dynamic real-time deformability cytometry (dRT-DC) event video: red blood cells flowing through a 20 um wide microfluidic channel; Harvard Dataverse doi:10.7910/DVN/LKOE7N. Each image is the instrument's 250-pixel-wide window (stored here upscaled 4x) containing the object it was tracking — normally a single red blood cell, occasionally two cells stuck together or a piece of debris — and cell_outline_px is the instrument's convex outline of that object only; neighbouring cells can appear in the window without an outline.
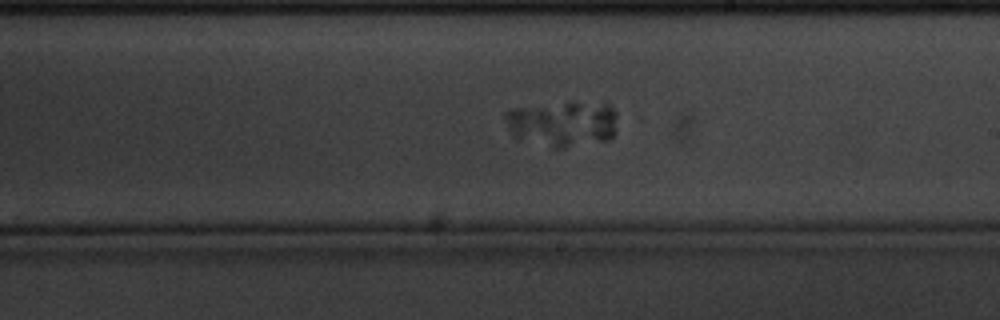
{"species": "common noctule bat (a hibernating species)", "species_latin": "Nyctalus noctula", "temperature_condition": "cold", "stored_images_in_passage": 53, "camera_frame_rate_fps": 3000, "um_per_image_px": 0.085, "animal": {"sex": "male", "body_mass_g": 20.1, "forearm_length_mm": 53.5}, "frame": {"image": 1, "passage_image": 25, "time_ms": 8.0, "image_size_px": [1000, 320], "cell_outline_px": [[616, 132], [608, 140], [564, 148], [552, 148], [516, 136], [512, 132], [504, 116], [504, 112], [512, 108], [568, 100], [608, 100], [616, 112]], "centroid_in_image_um": [47.93, 10.43], "position_along_channel_um": 241.1, "area_um2": 30.98}}
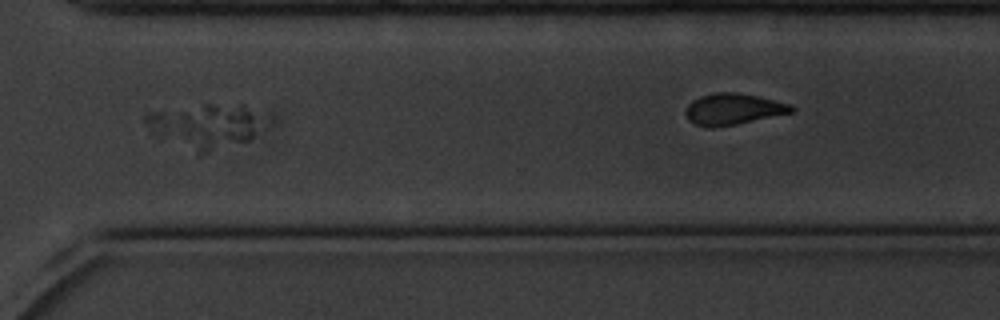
{"frame": {"image": 2, "passage_image": 35, "time_ms": 11.333, "image_size_px": [1000, 320], "cell_outline_px": [[252, 136], [248, 140], [200, 156], [156, 136], [152, 132], [144, 120], [144, 116], [148, 112], [204, 104], [244, 104], [252, 116]], "centroid_in_image_um": [17.2, 10.75], "position_along_channel_um": 353.4, "area_um2": 29.48}}
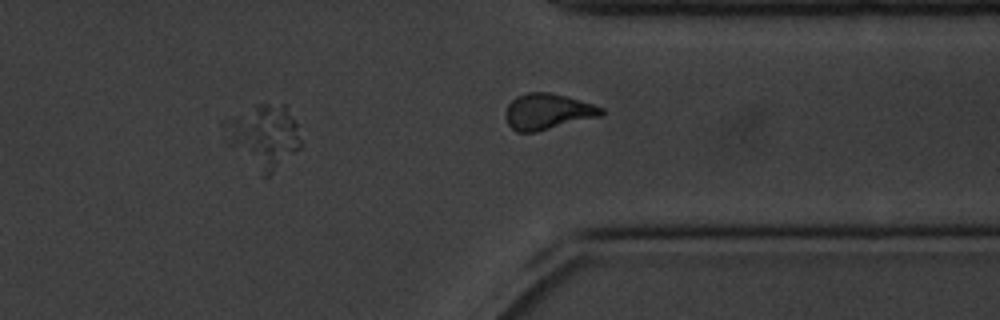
{"frame": {"image": 3, "passage_image": 40, "time_ms": 13.0, "image_size_px": [1000, 320], "cell_outline_px": [[300, 148], [268, 176], [260, 176], [224, 140], [220, 124], [220, 120], [260, 104], [284, 104], [296, 124], [300, 140]], "centroid_in_image_um": [22.31, 11.59], "position_along_channel_um": 389.1, "area_um2": 28.44}}